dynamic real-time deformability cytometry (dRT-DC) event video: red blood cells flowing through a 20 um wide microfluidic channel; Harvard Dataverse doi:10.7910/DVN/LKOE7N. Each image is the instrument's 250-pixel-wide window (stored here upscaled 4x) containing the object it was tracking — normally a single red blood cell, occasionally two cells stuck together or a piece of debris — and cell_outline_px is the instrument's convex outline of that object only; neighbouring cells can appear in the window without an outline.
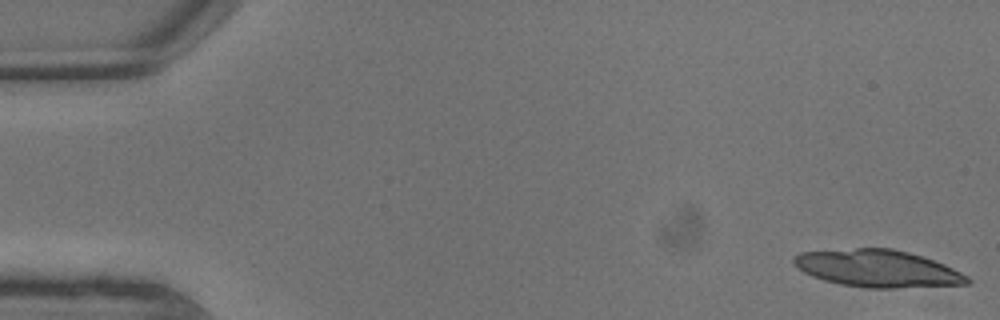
{"species": "common noctule bat (a hibernating species)", "species_latin": "Nyctalus noctula", "temperature_condition": "warm", "stored_images_in_passage": 4, "camera_frame_rate_fps": 3000, "um_per_image_px": 0.085, "animal": {"sex": "male", "body_mass_g": 13.3}, "frame": {"image": 1, "passage_image": 1, "time_ms": 0.0, "image_size_px": [1000, 320], "cell_outline_px": [[972, 284], [892, 288], [864, 288], [840, 284], [824, 280], [812, 276], [804, 272], [792, 264], [792, 256], [800, 252], [856, 248], [892, 248], [908, 252], [944, 264], [968, 276], [972, 280]], "centroid_in_image_um": [74.58, 22.83], "position_along_channel_um": 10.4, "area_um2": 37.74}}